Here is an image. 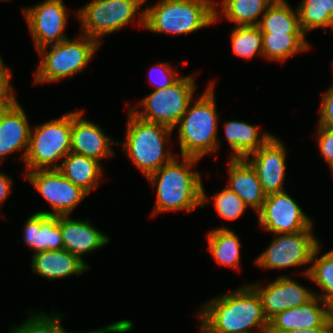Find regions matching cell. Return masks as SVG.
<instances>
[{
    "mask_svg": "<svg viewBox=\"0 0 333 333\" xmlns=\"http://www.w3.org/2000/svg\"><path fill=\"white\" fill-rule=\"evenodd\" d=\"M65 7L62 0H45L23 9L36 50L67 39L63 34L67 24Z\"/></svg>",
    "mask_w": 333,
    "mask_h": 333,
    "instance_id": "4fadbf2b",
    "label": "cell"
},
{
    "mask_svg": "<svg viewBox=\"0 0 333 333\" xmlns=\"http://www.w3.org/2000/svg\"><path fill=\"white\" fill-rule=\"evenodd\" d=\"M27 116L17 102L0 118V161L4 156L14 153L20 149H25L22 158L25 160L29 143L31 128ZM0 162V163H1Z\"/></svg>",
    "mask_w": 333,
    "mask_h": 333,
    "instance_id": "d6986e66",
    "label": "cell"
},
{
    "mask_svg": "<svg viewBox=\"0 0 333 333\" xmlns=\"http://www.w3.org/2000/svg\"><path fill=\"white\" fill-rule=\"evenodd\" d=\"M182 159L180 163L178 158H174L147 177L151 185L157 188L153 214L177 210L190 212L199 205L203 208L208 202L202 177L197 170L191 171L200 159L186 156Z\"/></svg>",
    "mask_w": 333,
    "mask_h": 333,
    "instance_id": "7a4b0ae2",
    "label": "cell"
},
{
    "mask_svg": "<svg viewBox=\"0 0 333 333\" xmlns=\"http://www.w3.org/2000/svg\"><path fill=\"white\" fill-rule=\"evenodd\" d=\"M24 241L34 253L64 249L60 216L32 214L24 226Z\"/></svg>",
    "mask_w": 333,
    "mask_h": 333,
    "instance_id": "44dd1931",
    "label": "cell"
},
{
    "mask_svg": "<svg viewBox=\"0 0 333 333\" xmlns=\"http://www.w3.org/2000/svg\"><path fill=\"white\" fill-rule=\"evenodd\" d=\"M127 116L126 140L121 145L147 178L175 158L174 154L165 150V141L169 140L173 129L141 120L130 109Z\"/></svg>",
    "mask_w": 333,
    "mask_h": 333,
    "instance_id": "5b68a950",
    "label": "cell"
},
{
    "mask_svg": "<svg viewBox=\"0 0 333 333\" xmlns=\"http://www.w3.org/2000/svg\"><path fill=\"white\" fill-rule=\"evenodd\" d=\"M328 2V12L333 16V0H327Z\"/></svg>",
    "mask_w": 333,
    "mask_h": 333,
    "instance_id": "b9f144b4",
    "label": "cell"
},
{
    "mask_svg": "<svg viewBox=\"0 0 333 333\" xmlns=\"http://www.w3.org/2000/svg\"><path fill=\"white\" fill-rule=\"evenodd\" d=\"M12 180L4 173H0V205L5 202L11 192ZM1 215V214H0Z\"/></svg>",
    "mask_w": 333,
    "mask_h": 333,
    "instance_id": "74e56055",
    "label": "cell"
},
{
    "mask_svg": "<svg viewBox=\"0 0 333 333\" xmlns=\"http://www.w3.org/2000/svg\"><path fill=\"white\" fill-rule=\"evenodd\" d=\"M258 216L260 227L275 234L295 233L313 227V220L285 191L267 194Z\"/></svg>",
    "mask_w": 333,
    "mask_h": 333,
    "instance_id": "7c38bea8",
    "label": "cell"
},
{
    "mask_svg": "<svg viewBox=\"0 0 333 333\" xmlns=\"http://www.w3.org/2000/svg\"><path fill=\"white\" fill-rule=\"evenodd\" d=\"M229 180L227 188L242 199L245 205L259 212L266 199V193L257 173L246 159L229 158Z\"/></svg>",
    "mask_w": 333,
    "mask_h": 333,
    "instance_id": "ffe728a7",
    "label": "cell"
},
{
    "mask_svg": "<svg viewBox=\"0 0 333 333\" xmlns=\"http://www.w3.org/2000/svg\"><path fill=\"white\" fill-rule=\"evenodd\" d=\"M262 33L305 34L299 24L298 10L285 0H274L257 25Z\"/></svg>",
    "mask_w": 333,
    "mask_h": 333,
    "instance_id": "484cf974",
    "label": "cell"
},
{
    "mask_svg": "<svg viewBox=\"0 0 333 333\" xmlns=\"http://www.w3.org/2000/svg\"><path fill=\"white\" fill-rule=\"evenodd\" d=\"M194 79L190 75L182 76L167 88L154 90L140 100L144 108L142 112L134 107L130 108L131 112L141 120L174 129L192 101L196 85Z\"/></svg>",
    "mask_w": 333,
    "mask_h": 333,
    "instance_id": "ba28073f",
    "label": "cell"
},
{
    "mask_svg": "<svg viewBox=\"0 0 333 333\" xmlns=\"http://www.w3.org/2000/svg\"><path fill=\"white\" fill-rule=\"evenodd\" d=\"M313 234L312 229L278 234L269 247L256 258V265L268 270L310 263L314 249L320 244Z\"/></svg>",
    "mask_w": 333,
    "mask_h": 333,
    "instance_id": "30bf717a",
    "label": "cell"
},
{
    "mask_svg": "<svg viewBox=\"0 0 333 333\" xmlns=\"http://www.w3.org/2000/svg\"><path fill=\"white\" fill-rule=\"evenodd\" d=\"M319 250L320 244L313 251L311 257L313 264L302 273L320 287L321 294L314 293V295L327 304L333 300V249L317 258Z\"/></svg>",
    "mask_w": 333,
    "mask_h": 333,
    "instance_id": "f546056e",
    "label": "cell"
},
{
    "mask_svg": "<svg viewBox=\"0 0 333 333\" xmlns=\"http://www.w3.org/2000/svg\"><path fill=\"white\" fill-rule=\"evenodd\" d=\"M330 29L333 31V19H332V23H331Z\"/></svg>",
    "mask_w": 333,
    "mask_h": 333,
    "instance_id": "7bdbcfd3",
    "label": "cell"
},
{
    "mask_svg": "<svg viewBox=\"0 0 333 333\" xmlns=\"http://www.w3.org/2000/svg\"><path fill=\"white\" fill-rule=\"evenodd\" d=\"M3 63L2 59H1V56H0V65Z\"/></svg>",
    "mask_w": 333,
    "mask_h": 333,
    "instance_id": "ee69618b",
    "label": "cell"
},
{
    "mask_svg": "<svg viewBox=\"0 0 333 333\" xmlns=\"http://www.w3.org/2000/svg\"><path fill=\"white\" fill-rule=\"evenodd\" d=\"M317 136L320 154L333 172V127L318 125Z\"/></svg>",
    "mask_w": 333,
    "mask_h": 333,
    "instance_id": "e575fe53",
    "label": "cell"
},
{
    "mask_svg": "<svg viewBox=\"0 0 333 333\" xmlns=\"http://www.w3.org/2000/svg\"><path fill=\"white\" fill-rule=\"evenodd\" d=\"M274 0H223L221 12L236 26H256ZM259 18V19H258Z\"/></svg>",
    "mask_w": 333,
    "mask_h": 333,
    "instance_id": "f1b7e54d",
    "label": "cell"
},
{
    "mask_svg": "<svg viewBox=\"0 0 333 333\" xmlns=\"http://www.w3.org/2000/svg\"><path fill=\"white\" fill-rule=\"evenodd\" d=\"M31 260L33 272L49 280L61 279L73 274L79 275L89 269L87 263L66 249L34 253Z\"/></svg>",
    "mask_w": 333,
    "mask_h": 333,
    "instance_id": "7402d4cb",
    "label": "cell"
},
{
    "mask_svg": "<svg viewBox=\"0 0 333 333\" xmlns=\"http://www.w3.org/2000/svg\"><path fill=\"white\" fill-rule=\"evenodd\" d=\"M258 126L242 121H228L224 125L225 136L231 147L232 159H245L264 146L274 135L260 134Z\"/></svg>",
    "mask_w": 333,
    "mask_h": 333,
    "instance_id": "cb8c5ba5",
    "label": "cell"
},
{
    "mask_svg": "<svg viewBox=\"0 0 333 333\" xmlns=\"http://www.w3.org/2000/svg\"><path fill=\"white\" fill-rule=\"evenodd\" d=\"M11 69L5 67L4 63L0 65V98H16L11 86Z\"/></svg>",
    "mask_w": 333,
    "mask_h": 333,
    "instance_id": "8d00e7d4",
    "label": "cell"
},
{
    "mask_svg": "<svg viewBox=\"0 0 333 333\" xmlns=\"http://www.w3.org/2000/svg\"><path fill=\"white\" fill-rule=\"evenodd\" d=\"M147 0H94L77 12L81 34L101 44L102 36L125 27ZM100 38V39H99Z\"/></svg>",
    "mask_w": 333,
    "mask_h": 333,
    "instance_id": "9c48e42d",
    "label": "cell"
},
{
    "mask_svg": "<svg viewBox=\"0 0 333 333\" xmlns=\"http://www.w3.org/2000/svg\"><path fill=\"white\" fill-rule=\"evenodd\" d=\"M322 303L323 306H320ZM328 320L327 304L314 296L306 304L278 313L269 321L268 333H283L323 325Z\"/></svg>",
    "mask_w": 333,
    "mask_h": 333,
    "instance_id": "ac0fdd59",
    "label": "cell"
},
{
    "mask_svg": "<svg viewBox=\"0 0 333 333\" xmlns=\"http://www.w3.org/2000/svg\"><path fill=\"white\" fill-rule=\"evenodd\" d=\"M154 70H156V73L158 72V74H156L158 76L157 78H152ZM174 70L175 69L171 68L168 62L157 64V66L151 68L150 71L152 74L150 73V80L152 85L156 87L155 90L167 88L180 78L177 76L178 73Z\"/></svg>",
    "mask_w": 333,
    "mask_h": 333,
    "instance_id": "836d02e7",
    "label": "cell"
},
{
    "mask_svg": "<svg viewBox=\"0 0 333 333\" xmlns=\"http://www.w3.org/2000/svg\"><path fill=\"white\" fill-rule=\"evenodd\" d=\"M328 322L333 333V300L327 303Z\"/></svg>",
    "mask_w": 333,
    "mask_h": 333,
    "instance_id": "60d3db41",
    "label": "cell"
},
{
    "mask_svg": "<svg viewBox=\"0 0 333 333\" xmlns=\"http://www.w3.org/2000/svg\"><path fill=\"white\" fill-rule=\"evenodd\" d=\"M318 123L322 127H333V86L322 96Z\"/></svg>",
    "mask_w": 333,
    "mask_h": 333,
    "instance_id": "d590c367",
    "label": "cell"
},
{
    "mask_svg": "<svg viewBox=\"0 0 333 333\" xmlns=\"http://www.w3.org/2000/svg\"><path fill=\"white\" fill-rule=\"evenodd\" d=\"M283 333H332L331 327L329 325L328 320L321 326L307 328V329H295V330H287Z\"/></svg>",
    "mask_w": 333,
    "mask_h": 333,
    "instance_id": "f35d334b",
    "label": "cell"
},
{
    "mask_svg": "<svg viewBox=\"0 0 333 333\" xmlns=\"http://www.w3.org/2000/svg\"><path fill=\"white\" fill-rule=\"evenodd\" d=\"M100 164L96 159L70 152L61 164H55L53 169H57L66 179L88 194L100 183Z\"/></svg>",
    "mask_w": 333,
    "mask_h": 333,
    "instance_id": "603a6c76",
    "label": "cell"
},
{
    "mask_svg": "<svg viewBox=\"0 0 333 333\" xmlns=\"http://www.w3.org/2000/svg\"><path fill=\"white\" fill-rule=\"evenodd\" d=\"M48 46H51V49ZM48 46L37 50L41 62L36 70L35 84L72 78L76 73H80L87 67L93 55L99 49L100 43L81 34L78 39L76 37L75 40L67 38Z\"/></svg>",
    "mask_w": 333,
    "mask_h": 333,
    "instance_id": "8992f818",
    "label": "cell"
},
{
    "mask_svg": "<svg viewBox=\"0 0 333 333\" xmlns=\"http://www.w3.org/2000/svg\"><path fill=\"white\" fill-rule=\"evenodd\" d=\"M16 100V98H0V118Z\"/></svg>",
    "mask_w": 333,
    "mask_h": 333,
    "instance_id": "ab89813d",
    "label": "cell"
},
{
    "mask_svg": "<svg viewBox=\"0 0 333 333\" xmlns=\"http://www.w3.org/2000/svg\"><path fill=\"white\" fill-rule=\"evenodd\" d=\"M56 314L54 312L50 316L43 312L31 313L29 319L22 325L12 327L10 333H71L61 326L63 316ZM133 326L132 321L125 319L107 325L105 328L94 329L85 333H125L133 329Z\"/></svg>",
    "mask_w": 333,
    "mask_h": 333,
    "instance_id": "d4e9b609",
    "label": "cell"
},
{
    "mask_svg": "<svg viewBox=\"0 0 333 333\" xmlns=\"http://www.w3.org/2000/svg\"><path fill=\"white\" fill-rule=\"evenodd\" d=\"M297 10L305 34L319 27L324 31L330 28L333 16L328 12L327 0H302Z\"/></svg>",
    "mask_w": 333,
    "mask_h": 333,
    "instance_id": "4dcf8cb0",
    "label": "cell"
},
{
    "mask_svg": "<svg viewBox=\"0 0 333 333\" xmlns=\"http://www.w3.org/2000/svg\"><path fill=\"white\" fill-rule=\"evenodd\" d=\"M82 111L72 112L71 152L100 161L114 156L110 136L99 125L82 117Z\"/></svg>",
    "mask_w": 333,
    "mask_h": 333,
    "instance_id": "2e32d148",
    "label": "cell"
},
{
    "mask_svg": "<svg viewBox=\"0 0 333 333\" xmlns=\"http://www.w3.org/2000/svg\"><path fill=\"white\" fill-rule=\"evenodd\" d=\"M273 136L264 146L245 159L252 165L266 194L283 192L286 175V150Z\"/></svg>",
    "mask_w": 333,
    "mask_h": 333,
    "instance_id": "9a60e30c",
    "label": "cell"
},
{
    "mask_svg": "<svg viewBox=\"0 0 333 333\" xmlns=\"http://www.w3.org/2000/svg\"><path fill=\"white\" fill-rule=\"evenodd\" d=\"M260 296L264 314L268 321L278 313L306 304L315 295L295 280L280 276L266 287L259 283L249 284Z\"/></svg>",
    "mask_w": 333,
    "mask_h": 333,
    "instance_id": "5bb4252c",
    "label": "cell"
},
{
    "mask_svg": "<svg viewBox=\"0 0 333 333\" xmlns=\"http://www.w3.org/2000/svg\"><path fill=\"white\" fill-rule=\"evenodd\" d=\"M181 157L202 158L215 152L221 144L217 138L218 116L214 83L195 101L177 123Z\"/></svg>",
    "mask_w": 333,
    "mask_h": 333,
    "instance_id": "277c9868",
    "label": "cell"
},
{
    "mask_svg": "<svg viewBox=\"0 0 333 333\" xmlns=\"http://www.w3.org/2000/svg\"><path fill=\"white\" fill-rule=\"evenodd\" d=\"M198 313L200 333H268L260 296L249 284L218 296Z\"/></svg>",
    "mask_w": 333,
    "mask_h": 333,
    "instance_id": "6da1fadb",
    "label": "cell"
},
{
    "mask_svg": "<svg viewBox=\"0 0 333 333\" xmlns=\"http://www.w3.org/2000/svg\"><path fill=\"white\" fill-rule=\"evenodd\" d=\"M263 57L283 62L290 56L309 49L305 34L262 33Z\"/></svg>",
    "mask_w": 333,
    "mask_h": 333,
    "instance_id": "83f0119b",
    "label": "cell"
},
{
    "mask_svg": "<svg viewBox=\"0 0 333 333\" xmlns=\"http://www.w3.org/2000/svg\"><path fill=\"white\" fill-rule=\"evenodd\" d=\"M26 179L51 205L52 211H38L48 216L69 214L87 196L80 187L66 179L57 169H39L26 173Z\"/></svg>",
    "mask_w": 333,
    "mask_h": 333,
    "instance_id": "8fae6325",
    "label": "cell"
},
{
    "mask_svg": "<svg viewBox=\"0 0 333 333\" xmlns=\"http://www.w3.org/2000/svg\"><path fill=\"white\" fill-rule=\"evenodd\" d=\"M30 132V143L25 158L28 172L53 169L57 160L71 152L72 111L34 127ZM51 165V166H50Z\"/></svg>",
    "mask_w": 333,
    "mask_h": 333,
    "instance_id": "52a82bcc",
    "label": "cell"
},
{
    "mask_svg": "<svg viewBox=\"0 0 333 333\" xmlns=\"http://www.w3.org/2000/svg\"><path fill=\"white\" fill-rule=\"evenodd\" d=\"M208 249L217 263L239 269L240 239L233 230L220 227L211 230L208 235Z\"/></svg>",
    "mask_w": 333,
    "mask_h": 333,
    "instance_id": "4316f807",
    "label": "cell"
},
{
    "mask_svg": "<svg viewBox=\"0 0 333 333\" xmlns=\"http://www.w3.org/2000/svg\"><path fill=\"white\" fill-rule=\"evenodd\" d=\"M231 34L233 53L245 59L255 54L263 57V39L260 28L256 26H236Z\"/></svg>",
    "mask_w": 333,
    "mask_h": 333,
    "instance_id": "1f68e13d",
    "label": "cell"
},
{
    "mask_svg": "<svg viewBox=\"0 0 333 333\" xmlns=\"http://www.w3.org/2000/svg\"><path fill=\"white\" fill-rule=\"evenodd\" d=\"M64 249L84 262L81 256L109 243V237L93 227L89 220L60 216Z\"/></svg>",
    "mask_w": 333,
    "mask_h": 333,
    "instance_id": "e0dca14e",
    "label": "cell"
},
{
    "mask_svg": "<svg viewBox=\"0 0 333 333\" xmlns=\"http://www.w3.org/2000/svg\"><path fill=\"white\" fill-rule=\"evenodd\" d=\"M218 16L213 0H160L143 9L138 20L151 32L180 35L210 26Z\"/></svg>",
    "mask_w": 333,
    "mask_h": 333,
    "instance_id": "3957f363",
    "label": "cell"
},
{
    "mask_svg": "<svg viewBox=\"0 0 333 333\" xmlns=\"http://www.w3.org/2000/svg\"><path fill=\"white\" fill-rule=\"evenodd\" d=\"M214 206L219 216L227 220L239 218L247 207L238 194L227 187L214 194Z\"/></svg>",
    "mask_w": 333,
    "mask_h": 333,
    "instance_id": "d6a6232c",
    "label": "cell"
}]
</instances>
